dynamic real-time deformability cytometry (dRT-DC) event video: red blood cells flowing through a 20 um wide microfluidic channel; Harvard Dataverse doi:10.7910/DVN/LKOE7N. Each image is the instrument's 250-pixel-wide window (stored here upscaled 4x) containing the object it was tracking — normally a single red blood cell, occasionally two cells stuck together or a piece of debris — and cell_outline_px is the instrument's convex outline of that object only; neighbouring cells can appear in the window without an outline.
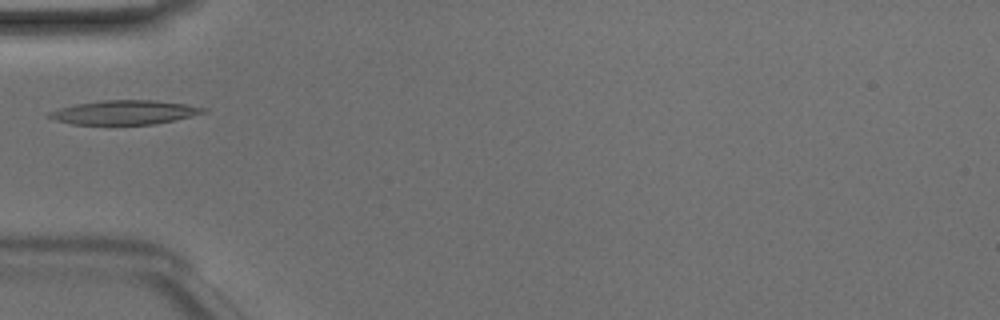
{"species": "Egyptian fruit bat (a non-hibernating species)", "species_latin": "Rousettus aegyptiacus", "temperature_condition": "room temperature", "stored_images_in_passage": 34, "camera_frame_rate_fps": 3000, "um_per_image_px": 0.085, "animal": {"sex": "male"}, "frame": {"image": 1, "passage_image": 1, "time_ms": 0.0, "image_size_px": [1000, 320], "cell_outline_px": [[208, 112], [192, 116], [156, 124], [72, 124], [56, 120], [44, 116], [48, 112], [60, 108], [76, 104], [100, 100], [156, 100], [184, 104], [208, 108]], "centroid_in_image_um": [10.59, 9.55], "position_along_channel_um": 74.4, "area_um2": 21.73}}
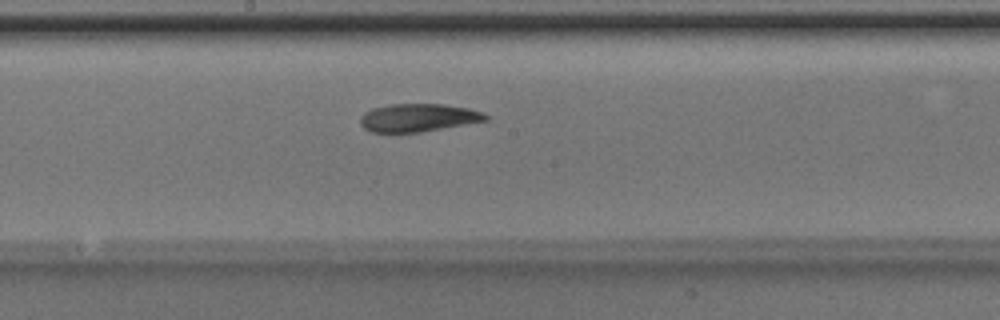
{"frame": {"image": 2, "passage_image": 11, "time_ms": 3.333, "image_size_px": [1000, 320], "cell_outline_px": [[488, 120], [420, 132], [372, 132], [364, 128], [360, 124], [360, 116], [364, 112], [372, 108], [392, 104], [444, 104], [468, 108], [484, 112], [488, 116]], "centroid_in_image_um": [35.54, 10.0], "position_along_channel_um": 212.7, "area_um2": 20.4}}
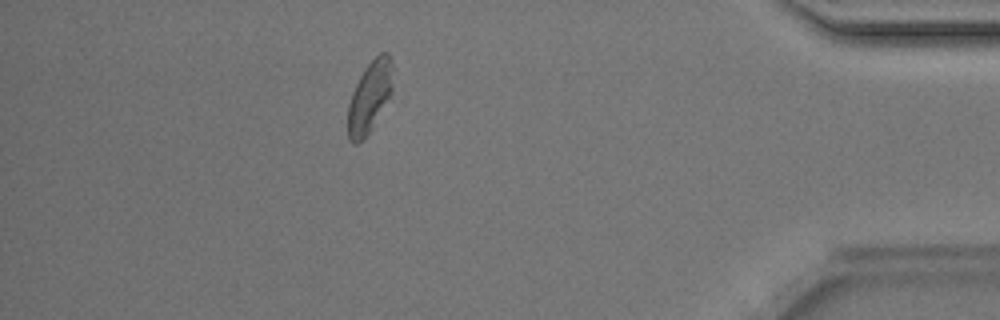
{"frame": {"image": 3, "passage_image": 28, "time_ms": 9.0, "image_size_px": [1000, 320], "cell_outline_px": [[392, 92], [372, 128], [364, 140], [356, 144], [352, 144], [348, 140], [348, 104], [352, 92], [360, 76], [368, 64], [380, 52], [388, 52], [392, 60]], "centroid_in_image_um": [31.41, 8.26], "position_along_channel_um": 403.8, "area_um2": 18.73}}